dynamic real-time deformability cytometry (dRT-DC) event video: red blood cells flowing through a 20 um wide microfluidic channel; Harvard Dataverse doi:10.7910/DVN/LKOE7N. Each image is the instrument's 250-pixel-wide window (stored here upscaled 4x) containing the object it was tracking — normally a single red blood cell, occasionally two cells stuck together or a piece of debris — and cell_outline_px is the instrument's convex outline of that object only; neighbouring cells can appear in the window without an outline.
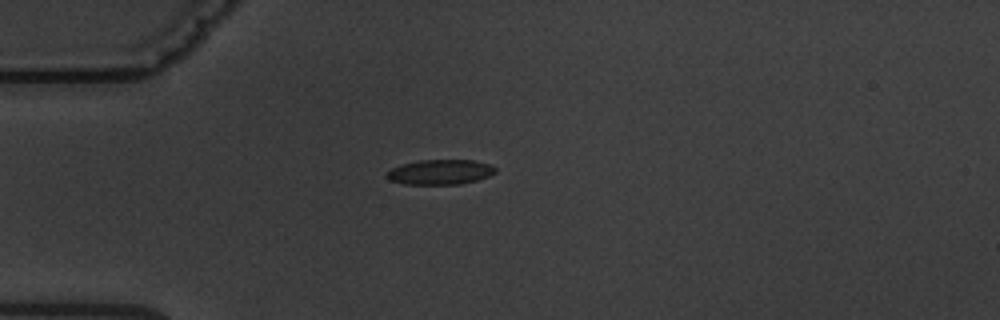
{"species": "common noctule bat (a hibernating species)", "species_latin": "Nyctalus noctula", "temperature_condition": "warm", "stored_images_in_passage": 6, "camera_frame_rate_fps": 3000, "um_per_image_px": 0.085, "animal": {"sex": "male", "body_mass_g": 19.5, "forearm_length_mm": 54.6}, "frame": {"image": 1, "passage_image": 4, "time_ms": 5.0, "image_size_px": [1000, 320], "cell_outline_px": [[496, 172], [488, 176], [476, 180], [460, 184], [404, 184], [388, 180], [384, 176], [392, 168], [404, 164], [420, 160], [472, 160], [492, 164], [496, 168]], "centroid_in_image_um": [37.42, 14.62], "position_along_channel_um": 47.6, "area_um2": 15.78}}
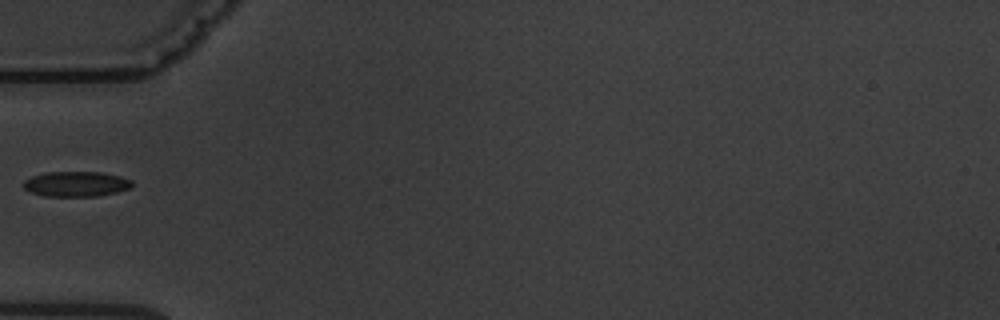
{"frame": {"image": 2, "passage_image": 5, "time_ms": 6.333, "image_size_px": [1000, 320], "cell_outline_px": [[132, 188], [116, 192], [96, 196], [44, 196], [32, 192], [24, 188], [24, 180], [32, 176], [44, 172], [104, 172], [120, 176], [132, 180]], "centroid_in_image_um": [6.49, 15.63], "position_along_channel_um": 78.5, "area_um2": 15.95}}
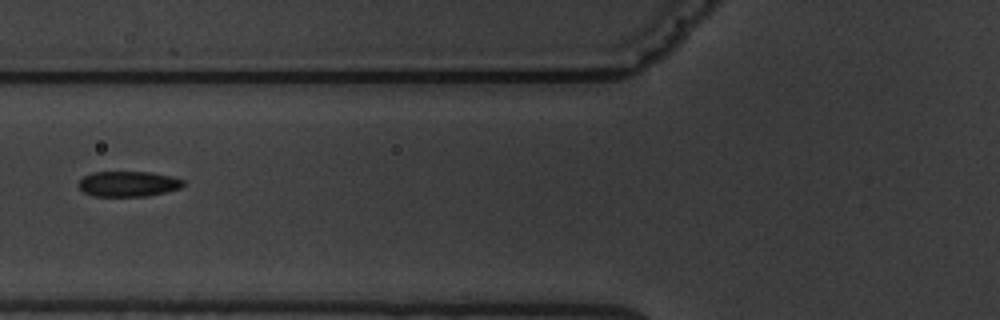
{"frame": {"image": 3, "passage_image": 6, "time_ms": 7.333, "image_size_px": [1000, 320], "cell_outline_px": [[184, 184], [180, 188], [148, 196], [96, 196], [84, 192], [80, 188], [80, 180], [84, 176], [92, 172], [152, 172], [172, 176], [184, 180]], "centroid_in_image_um": [10.93, 15.62], "position_along_channel_um": 114.9, "area_um2": 15.37}}